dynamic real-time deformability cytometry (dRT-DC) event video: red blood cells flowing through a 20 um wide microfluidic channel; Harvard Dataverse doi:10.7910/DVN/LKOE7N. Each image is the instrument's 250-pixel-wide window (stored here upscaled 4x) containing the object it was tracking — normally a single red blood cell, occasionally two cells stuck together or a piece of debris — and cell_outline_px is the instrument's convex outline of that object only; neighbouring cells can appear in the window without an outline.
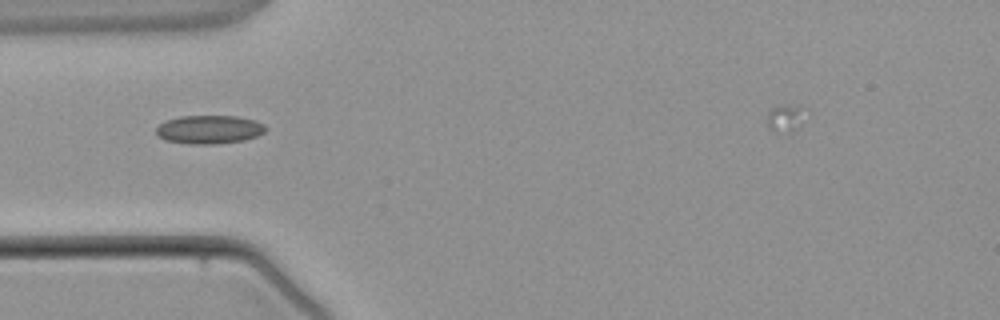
{"species": "common noctule bat (a hibernating species)", "species_latin": "Nyctalus noctula", "temperature_condition": "warm", "stored_images_in_passage": 1, "camera_frame_rate_fps": 3000, "um_per_image_px": 0.085, "animal": {"sex": "male", "body_mass_g": 21.5, "forearm_length_mm": 52.0}, "frame": {"image": 1, "passage_image": 1, "time_ms": 0.0, "image_size_px": [1000, 320], "cell_outline_px": [[268, 128], [264, 132], [256, 136], [244, 140], [216, 144], [188, 144], [164, 140], [156, 132], [156, 128], [160, 124], [168, 120], [180, 116], [236, 116], [252, 120], [264, 124]], "centroid_in_image_um": [17.79, 11.01], "position_along_channel_um": 67.2, "area_um2": 18.09}}